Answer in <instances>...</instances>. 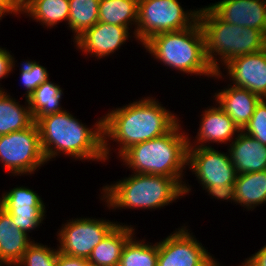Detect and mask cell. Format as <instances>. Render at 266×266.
<instances>
[{"mask_svg": "<svg viewBox=\"0 0 266 266\" xmlns=\"http://www.w3.org/2000/svg\"><path fill=\"white\" fill-rule=\"evenodd\" d=\"M155 97L147 96L116 107L103 115V151L111 158V143L115 142L118 158L131 146L168 133L180 120L162 106ZM112 141V142H111Z\"/></svg>", "mask_w": 266, "mask_h": 266, "instance_id": "cell-1", "label": "cell"}, {"mask_svg": "<svg viewBox=\"0 0 266 266\" xmlns=\"http://www.w3.org/2000/svg\"><path fill=\"white\" fill-rule=\"evenodd\" d=\"M36 123L47 163L62 153L75 161L106 162L103 151V117L98 118L90 128L71 112L64 110L41 117Z\"/></svg>", "mask_w": 266, "mask_h": 266, "instance_id": "cell-2", "label": "cell"}, {"mask_svg": "<svg viewBox=\"0 0 266 266\" xmlns=\"http://www.w3.org/2000/svg\"><path fill=\"white\" fill-rule=\"evenodd\" d=\"M188 132L183 130L181 120L163 136L141 142L128 148L118 159L132 173L168 176L184 185V195L192 187L184 179L188 161ZM188 184V185H187Z\"/></svg>", "mask_w": 266, "mask_h": 266, "instance_id": "cell-3", "label": "cell"}, {"mask_svg": "<svg viewBox=\"0 0 266 266\" xmlns=\"http://www.w3.org/2000/svg\"><path fill=\"white\" fill-rule=\"evenodd\" d=\"M100 200L109 210L165 208L184 197V185L176 178L132 173L102 186Z\"/></svg>", "mask_w": 266, "mask_h": 266, "instance_id": "cell-4", "label": "cell"}, {"mask_svg": "<svg viewBox=\"0 0 266 266\" xmlns=\"http://www.w3.org/2000/svg\"><path fill=\"white\" fill-rule=\"evenodd\" d=\"M198 22L204 35L206 58L215 73L236 57L266 48L262 31L227 23L208 6L200 8Z\"/></svg>", "mask_w": 266, "mask_h": 266, "instance_id": "cell-5", "label": "cell"}, {"mask_svg": "<svg viewBox=\"0 0 266 266\" xmlns=\"http://www.w3.org/2000/svg\"><path fill=\"white\" fill-rule=\"evenodd\" d=\"M142 47L158 63L178 73L195 77H214L215 72L206 58L204 35L198 21L193 26L179 31L152 36Z\"/></svg>", "mask_w": 266, "mask_h": 266, "instance_id": "cell-6", "label": "cell"}, {"mask_svg": "<svg viewBox=\"0 0 266 266\" xmlns=\"http://www.w3.org/2000/svg\"><path fill=\"white\" fill-rule=\"evenodd\" d=\"M199 10H185L179 0H139L135 40L143 45L157 34L191 27L198 21Z\"/></svg>", "mask_w": 266, "mask_h": 266, "instance_id": "cell-7", "label": "cell"}, {"mask_svg": "<svg viewBox=\"0 0 266 266\" xmlns=\"http://www.w3.org/2000/svg\"><path fill=\"white\" fill-rule=\"evenodd\" d=\"M46 163L36 122L24 130L0 136V164L11 177L30 176Z\"/></svg>", "mask_w": 266, "mask_h": 266, "instance_id": "cell-8", "label": "cell"}, {"mask_svg": "<svg viewBox=\"0 0 266 266\" xmlns=\"http://www.w3.org/2000/svg\"><path fill=\"white\" fill-rule=\"evenodd\" d=\"M58 229V251L80 258L88 259L107 234L119 223L103 218L79 217L66 220Z\"/></svg>", "mask_w": 266, "mask_h": 266, "instance_id": "cell-9", "label": "cell"}, {"mask_svg": "<svg viewBox=\"0 0 266 266\" xmlns=\"http://www.w3.org/2000/svg\"><path fill=\"white\" fill-rule=\"evenodd\" d=\"M188 170L194 174L202 190L207 187L234 185L237 173L229 152L214 147H188Z\"/></svg>", "mask_w": 266, "mask_h": 266, "instance_id": "cell-10", "label": "cell"}, {"mask_svg": "<svg viewBox=\"0 0 266 266\" xmlns=\"http://www.w3.org/2000/svg\"><path fill=\"white\" fill-rule=\"evenodd\" d=\"M187 227L159 240L157 266H204L213 257Z\"/></svg>", "mask_w": 266, "mask_h": 266, "instance_id": "cell-11", "label": "cell"}, {"mask_svg": "<svg viewBox=\"0 0 266 266\" xmlns=\"http://www.w3.org/2000/svg\"><path fill=\"white\" fill-rule=\"evenodd\" d=\"M41 196L25 186H17L4 191L0 207L12 216L13 223L26 234L42 226L46 217V207Z\"/></svg>", "mask_w": 266, "mask_h": 266, "instance_id": "cell-12", "label": "cell"}, {"mask_svg": "<svg viewBox=\"0 0 266 266\" xmlns=\"http://www.w3.org/2000/svg\"><path fill=\"white\" fill-rule=\"evenodd\" d=\"M223 67V72L226 69V75L219 71L212 79L219 81L226 76L232 86L247 89L261 98H266V48L236 57Z\"/></svg>", "mask_w": 266, "mask_h": 266, "instance_id": "cell-13", "label": "cell"}, {"mask_svg": "<svg viewBox=\"0 0 266 266\" xmlns=\"http://www.w3.org/2000/svg\"><path fill=\"white\" fill-rule=\"evenodd\" d=\"M130 33L127 27L98 21L80 35L74 44L76 50H81L83 55L86 54L87 57L89 55V57L100 60L116 53L129 38H135Z\"/></svg>", "mask_w": 266, "mask_h": 266, "instance_id": "cell-14", "label": "cell"}, {"mask_svg": "<svg viewBox=\"0 0 266 266\" xmlns=\"http://www.w3.org/2000/svg\"><path fill=\"white\" fill-rule=\"evenodd\" d=\"M202 111L197 135L193 140L188 136V147H212L211 143L228 145L238 136L240 128L216 102Z\"/></svg>", "mask_w": 266, "mask_h": 266, "instance_id": "cell-15", "label": "cell"}, {"mask_svg": "<svg viewBox=\"0 0 266 266\" xmlns=\"http://www.w3.org/2000/svg\"><path fill=\"white\" fill-rule=\"evenodd\" d=\"M208 7L223 21L266 35V0H220Z\"/></svg>", "mask_w": 266, "mask_h": 266, "instance_id": "cell-16", "label": "cell"}, {"mask_svg": "<svg viewBox=\"0 0 266 266\" xmlns=\"http://www.w3.org/2000/svg\"><path fill=\"white\" fill-rule=\"evenodd\" d=\"M218 90L213 94V100L230 116L240 130H243L262 98L247 89L238 88L231 84Z\"/></svg>", "mask_w": 266, "mask_h": 266, "instance_id": "cell-17", "label": "cell"}, {"mask_svg": "<svg viewBox=\"0 0 266 266\" xmlns=\"http://www.w3.org/2000/svg\"><path fill=\"white\" fill-rule=\"evenodd\" d=\"M227 150L237 174L266 170V145L242 130Z\"/></svg>", "mask_w": 266, "mask_h": 266, "instance_id": "cell-18", "label": "cell"}, {"mask_svg": "<svg viewBox=\"0 0 266 266\" xmlns=\"http://www.w3.org/2000/svg\"><path fill=\"white\" fill-rule=\"evenodd\" d=\"M20 230L12 216L0 207V266H15L35 241Z\"/></svg>", "mask_w": 266, "mask_h": 266, "instance_id": "cell-19", "label": "cell"}, {"mask_svg": "<svg viewBox=\"0 0 266 266\" xmlns=\"http://www.w3.org/2000/svg\"><path fill=\"white\" fill-rule=\"evenodd\" d=\"M136 234L131 224L118 223L107 236L93 248L88 258L92 266H118L126 242Z\"/></svg>", "mask_w": 266, "mask_h": 266, "instance_id": "cell-20", "label": "cell"}, {"mask_svg": "<svg viewBox=\"0 0 266 266\" xmlns=\"http://www.w3.org/2000/svg\"><path fill=\"white\" fill-rule=\"evenodd\" d=\"M235 204L247 211L266 203V170L237 174L235 184Z\"/></svg>", "mask_w": 266, "mask_h": 266, "instance_id": "cell-21", "label": "cell"}, {"mask_svg": "<svg viewBox=\"0 0 266 266\" xmlns=\"http://www.w3.org/2000/svg\"><path fill=\"white\" fill-rule=\"evenodd\" d=\"M69 12V0H25L23 14L51 29L63 21L68 25Z\"/></svg>", "mask_w": 266, "mask_h": 266, "instance_id": "cell-22", "label": "cell"}, {"mask_svg": "<svg viewBox=\"0 0 266 266\" xmlns=\"http://www.w3.org/2000/svg\"><path fill=\"white\" fill-rule=\"evenodd\" d=\"M7 92H0V136L24 130L34 123L28 100L21 105Z\"/></svg>", "mask_w": 266, "mask_h": 266, "instance_id": "cell-23", "label": "cell"}, {"mask_svg": "<svg viewBox=\"0 0 266 266\" xmlns=\"http://www.w3.org/2000/svg\"><path fill=\"white\" fill-rule=\"evenodd\" d=\"M62 96H64L62 87L50 79L35 89L27 99L34 122L46 115L64 111L61 105Z\"/></svg>", "mask_w": 266, "mask_h": 266, "instance_id": "cell-24", "label": "cell"}, {"mask_svg": "<svg viewBox=\"0 0 266 266\" xmlns=\"http://www.w3.org/2000/svg\"><path fill=\"white\" fill-rule=\"evenodd\" d=\"M138 1L100 0L98 21L127 27L132 32L131 34L135 35L138 20ZM132 25L135 27L133 31H131Z\"/></svg>", "mask_w": 266, "mask_h": 266, "instance_id": "cell-25", "label": "cell"}, {"mask_svg": "<svg viewBox=\"0 0 266 266\" xmlns=\"http://www.w3.org/2000/svg\"><path fill=\"white\" fill-rule=\"evenodd\" d=\"M100 0H69L68 29L74 33L73 42L98 22Z\"/></svg>", "mask_w": 266, "mask_h": 266, "instance_id": "cell-26", "label": "cell"}, {"mask_svg": "<svg viewBox=\"0 0 266 266\" xmlns=\"http://www.w3.org/2000/svg\"><path fill=\"white\" fill-rule=\"evenodd\" d=\"M136 238L134 234L124 245L118 266H157L158 242Z\"/></svg>", "mask_w": 266, "mask_h": 266, "instance_id": "cell-27", "label": "cell"}, {"mask_svg": "<svg viewBox=\"0 0 266 266\" xmlns=\"http://www.w3.org/2000/svg\"><path fill=\"white\" fill-rule=\"evenodd\" d=\"M20 67V81L26 90L23 96L25 95V99H28L35 89L50 79L49 72L46 67L39 64V61H32V59L21 61Z\"/></svg>", "mask_w": 266, "mask_h": 266, "instance_id": "cell-28", "label": "cell"}, {"mask_svg": "<svg viewBox=\"0 0 266 266\" xmlns=\"http://www.w3.org/2000/svg\"><path fill=\"white\" fill-rule=\"evenodd\" d=\"M34 241L15 266H56L58 247L52 248Z\"/></svg>", "mask_w": 266, "mask_h": 266, "instance_id": "cell-29", "label": "cell"}, {"mask_svg": "<svg viewBox=\"0 0 266 266\" xmlns=\"http://www.w3.org/2000/svg\"><path fill=\"white\" fill-rule=\"evenodd\" d=\"M242 131L266 145V98L258 102L249 123Z\"/></svg>", "mask_w": 266, "mask_h": 266, "instance_id": "cell-30", "label": "cell"}, {"mask_svg": "<svg viewBox=\"0 0 266 266\" xmlns=\"http://www.w3.org/2000/svg\"><path fill=\"white\" fill-rule=\"evenodd\" d=\"M15 62H17V60H15L13 54L11 55V51L9 52L5 47H0V81L7 78L12 71L16 69L14 68L16 65ZM1 86L2 85H0V92L7 91Z\"/></svg>", "mask_w": 266, "mask_h": 266, "instance_id": "cell-31", "label": "cell"}, {"mask_svg": "<svg viewBox=\"0 0 266 266\" xmlns=\"http://www.w3.org/2000/svg\"><path fill=\"white\" fill-rule=\"evenodd\" d=\"M205 191L208 193V195L211 196L213 199H217L220 201L225 202H233L235 204V191H234V185H227L225 184L223 187H207Z\"/></svg>", "mask_w": 266, "mask_h": 266, "instance_id": "cell-32", "label": "cell"}, {"mask_svg": "<svg viewBox=\"0 0 266 266\" xmlns=\"http://www.w3.org/2000/svg\"><path fill=\"white\" fill-rule=\"evenodd\" d=\"M88 259L58 252L56 266H88Z\"/></svg>", "mask_w": 266, "mask_h": 266, "instance_id": "cell-33", "label": "cell"}, {"mask_svg": "<svg viewBox=\"0 0 266 266\" xmlns=\"http://www.w3.org/2000/svg\"><path fill=\"white\" fill-rule=\"evenodd\" d=\"M239 266H266V244L250 257L244 259Z\"/></svg>", "mask_w": 266, "mask_h": 266, "instance_id": "cell-34", "label": "cell"}, {"mask_svg": "<svg viewBox=\"0 0 266 266\" xmlns=\"http://www.w3.org/2000/svg\"><path fill=\"white\" fill-rule=\"evenodd\" d=\"M0 4L14 16L23 15L25 0H0Z\"/></svg>", "mask_w": 266, "mask_h": 266, "instance_id": "cell-35", "label": "cell"}, {"mask_svg": "<svg viewBox=\"0 0 266 266\" xmlns=\"http://www.w3.org/2000/svg\"><path fill=\"white\" fill-rule=\"evenodd\" d=\"M222 263H219L218 259H215L214 256L204 265V266H224Z\"/></svg>", "mask_w": 266, "mask_h": 266, "instance_id": "cell-36", "label": "cell"}, {"mask_svg": "<svg viewBox=\"0 0 266 266\" xmlns=\"http://www.w3.org/2000/svg\"><path fill=\"white\" fill-rule=\"evenodd\" d=\"M11 14L5 7H3L1 4H0V20L2 21V17L4 18L5 16Z\"/></svg>", "mask_w": 266, "mask_h": 266, "instance_id": "cell-37", "label": "cell"}]
</instances>
